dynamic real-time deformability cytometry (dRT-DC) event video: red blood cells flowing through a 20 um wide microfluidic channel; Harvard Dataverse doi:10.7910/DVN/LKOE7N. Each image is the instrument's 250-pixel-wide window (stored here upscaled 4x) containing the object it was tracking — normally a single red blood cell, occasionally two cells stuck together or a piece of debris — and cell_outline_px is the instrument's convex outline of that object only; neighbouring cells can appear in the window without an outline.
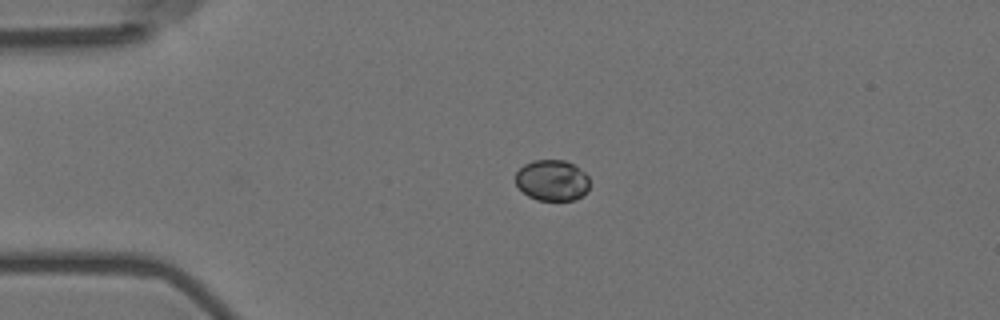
{"species": "Egyptian fruit bat (a non-hibernating species)", "species_latin": "Rousettus aegyptiacus", "temperature_condition": "room temperature", "stored_images_in_passage": 57, "camera_frame_rate_fps": 3000, "um_per_image_px": 0.085, "animal": {"sex": "female"}, "frame": {"image": 1, "passage_image": 13, "time_ms": 4.0, "image_size_px": [1000, 320], "cell_outline_px": [[588, 192], [576, 200], [536, 200], [528, 196], [516, 184], [516, 172], [524, 164], [532, 160], [564, 160], [572, 164], [584, 172], [588, 176]], "centroid_in_image_um": [46.93, 15.33], "position_along_channel_um": 38.1, "area_um2": 17.69}}
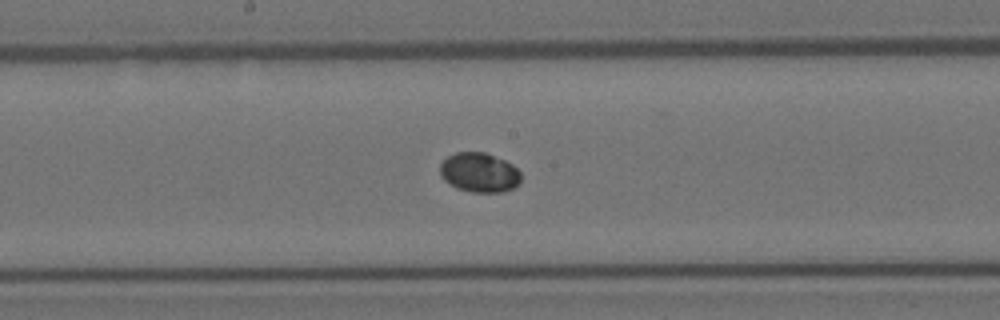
{"frame": {"image": 2, "passage_image": 30, "time_ms": 9.667, "image_size_px": [1000, 320], "cell_outline_px": [[520, 184], [512, 188], [500, 192], [472, 192], [456, 188], [444, 180], [440, 176], [440, 164], [448, 156], [456, 152], [484, 152], [504, 160], [512, 164], [520, 172]], "centroid_in_image_um": [40.73, 14.66], "position_along_channel_um": 207.5, "area_um2": 18.61}}
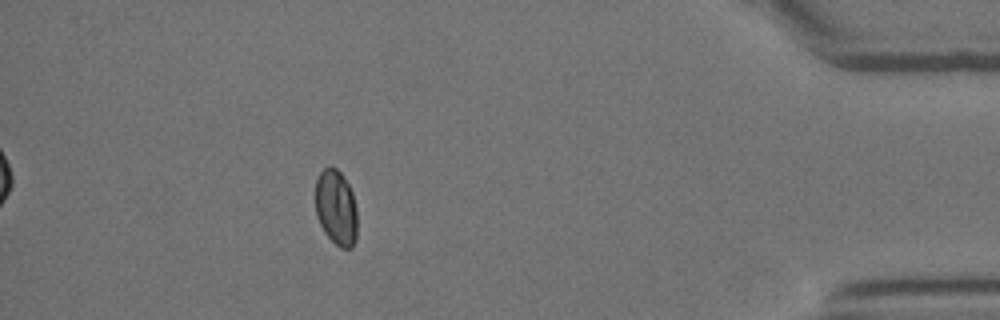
{"frame": {"image": 3, "passage_image": 51, "time_ms": 16.667, "image_size_px": [1000, 320], "cell_outline_px": [[356, 240], [352, 248], [340, 248], [324, 232], [316, 216], [316, 180], [320, 172], [324, 168], [336, 168], [340, 172], [348, 184], [352, 192], [356, 208]], "centroid_in_image_um": [28.57, 17.67], "position_along_channel_um": 406.6, "area_um2": 18.26}}